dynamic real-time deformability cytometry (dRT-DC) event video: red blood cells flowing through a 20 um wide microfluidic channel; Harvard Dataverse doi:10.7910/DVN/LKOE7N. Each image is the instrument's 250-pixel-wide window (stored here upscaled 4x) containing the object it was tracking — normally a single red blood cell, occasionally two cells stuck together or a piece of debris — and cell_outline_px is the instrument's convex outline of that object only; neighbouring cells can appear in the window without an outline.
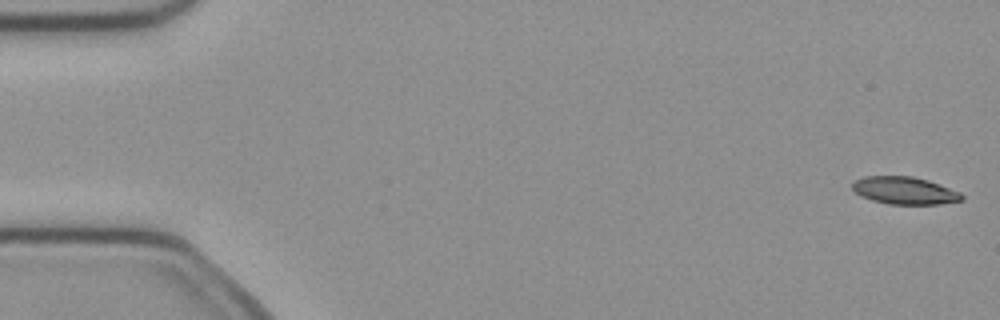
{"species": "common noctule bat (a hibernating species)", "species_latin": "Nyctalus noctula", "temperature_condition": "cold", "stored_images_in_passage": 51, "camera_frame_rate_fps": 3000, "um_per_image_px": 0.085, "animal": {"sex": "female", "body_mass_g": 21.9}, "frame": {"image": 1, "passage_image": 1, "time_ms": 0.0, "image_size_px": [1000, 320], "cell_outline_px": [[964, 200], [940, 204], [888, 204], [872, 200], [860, 196], [852, 188], [852, 184], [856, 180], [864, 176], [912, 176], [928, 180], [960, 192], [964, 196]], "centroid_in_image_um": [76.9, 16.2], "position_along_channel_um": 8.1, "area_um2": 17.51}}
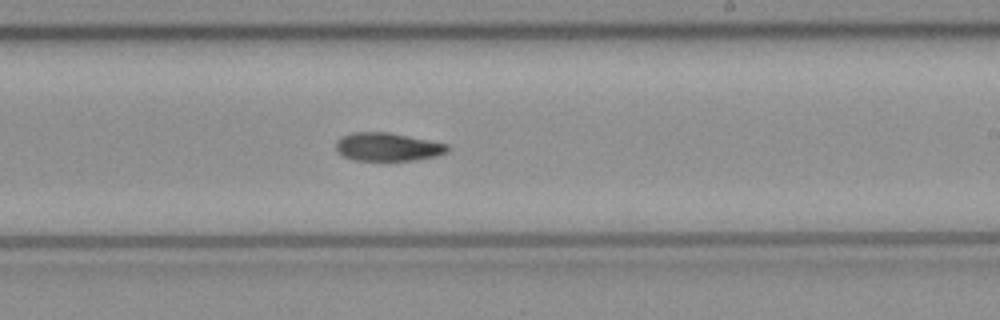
{"frame": {"image": 2, "passage_image": 30, "time_ms": 9.667, "image_size_px": [1000, 320], "cell_outline_px": [[448, 152], [436, 156], [416, 160], [356, 160], [344, 156], [336, 148], [336, 140], [340, 136], [352, 132], [388, 132], [448, 144]], "centroid_in_image_um": [32.94, 12.48], "position_along_channel_um": 256.1, "area_um2": 18.26}}
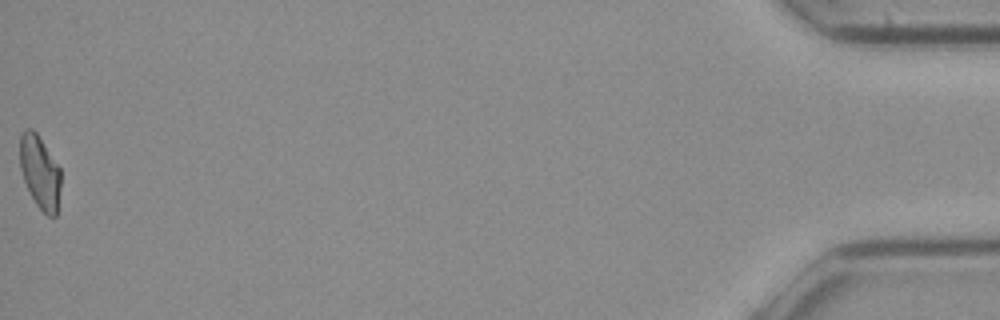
{"frame": {"image": 3, "passage_image": 51, "time_ms": 16.667, "image_size_px": [1000, 320], "cell_outline_px": [[60, 188], [56, 216], [48, 216], [36, 204], [24, 180], [20, 168], [20, 136], [24, 128], [32, 128], [36, 132], [60, 168]], "centroid_in_image_um": [3.38, 14.6], "position_along_channel_um": 431.8, "area_um2": 17.22}, "authors_computed_cell_mechanics": {"area_um2": 18.5538, "velocity_mm_per_s": 4.0219, "shape_relaxation_time_tau1_ms": 7.0458, "shape_relaxation_time_tau2_ms": null, "deformation_change_tau1": 0.1837, "deformation_change_tau2": null}}